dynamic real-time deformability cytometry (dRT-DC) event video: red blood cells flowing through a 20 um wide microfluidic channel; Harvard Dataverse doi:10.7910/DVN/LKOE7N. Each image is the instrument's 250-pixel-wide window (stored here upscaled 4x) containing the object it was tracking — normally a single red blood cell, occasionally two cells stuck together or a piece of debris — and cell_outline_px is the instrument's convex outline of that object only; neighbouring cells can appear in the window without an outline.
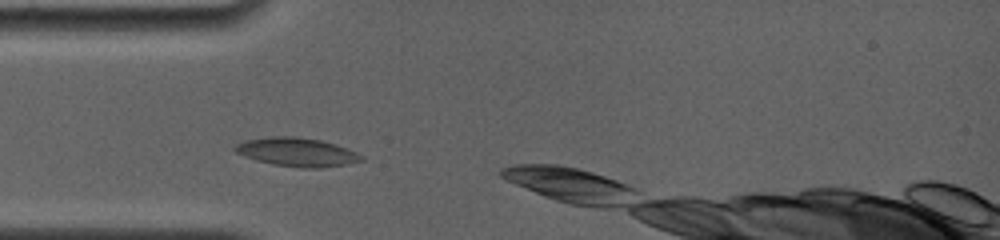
{"species": "common noctule bat (a hibernating species)", "species_latin": "Nyctalus noctula", "temperature_condition": "room temperature", "stored_images_in_passage": 5, "camera_frame_rate_fps": 4000, "um_per_image_px": 0.085, "animal": {"sex": "female", "body_mass_g": 19.0, "forearm_length_mm": 56.7}, "frame": {"image": 1, "passage_image": 3, "time_ms": 1.25, "image_size_px": [1000, 240], "cell_outline_px": [[364, 160], [348, 164], [320, 168], [300, 168], [272, 164], [256, 160], [244, 156], [236, 152], [232, 148], [236, 144], [244, 140], [272, 136], [296, 136], [320, 140], [336, 144], [356, 152], [364, 156]], "centroid_in_image_um": [25.24, 12.93], "position_along_channel_um": 59.8, "area_um2": 21.27}}